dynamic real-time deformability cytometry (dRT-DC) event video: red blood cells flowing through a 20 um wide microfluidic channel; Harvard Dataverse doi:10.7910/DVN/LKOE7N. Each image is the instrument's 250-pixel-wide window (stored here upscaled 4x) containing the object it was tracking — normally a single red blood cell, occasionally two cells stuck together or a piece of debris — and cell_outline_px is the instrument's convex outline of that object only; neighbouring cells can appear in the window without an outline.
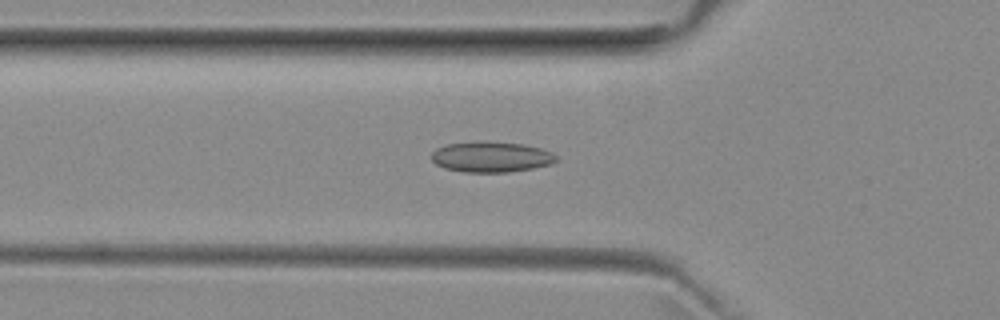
{"species": "common noctule bat (a hibernating species)", "species_latin": "Nyctalus noctula", "temperature_condition": "room temperature", "stored_images_in_passage": 46, "camera_frame_rate_fps": 3000, "um_per_image_px": 0.085, "animal": {"sex": "female", "body_mass_g": 29.2, "forearm_length_mm": 56.3}, "frame": {"image": 1, "passage_image": 17, "time_ms": 5.333, "image_size_px": [1000, 320], "cell_outline_px": [[556, 160], [552, 164], [532, 168], [508, 172], [464, 172], [444, 168], [436, 164], [432, 160], [432, 152], [436, 148], [448, 144], [476, 140], [480, 140], [524, 144], [540, 148], [552, 152], [556, 156]], "centroid_in_image_um": [41.73, 13.32], "position_along_channel_um": 84.1, "area_um2": 22.43}}
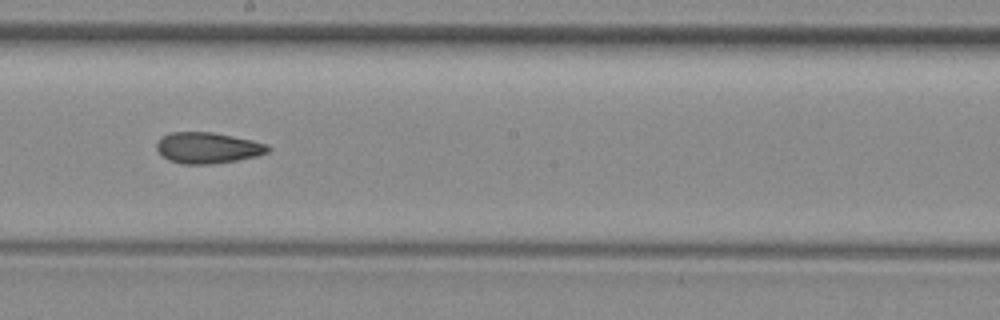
{"frame": {"image": 2, "passage_image": 28, "time_ms": 9.0, "image_size_px": [1000, 320], "cell_outline_px": [[272, 148], [268, 152], [256, 156], [216, 164], [184, 164], [168, 160], [156, 148], [156, 140], [160, 136], [172, 132], [212, 132], [252, 140], [268, 144]], "centroid_in_image_um": [17.65, 12.56], "position_along_channel_um": 230.6, "area_um2": 20.23}}
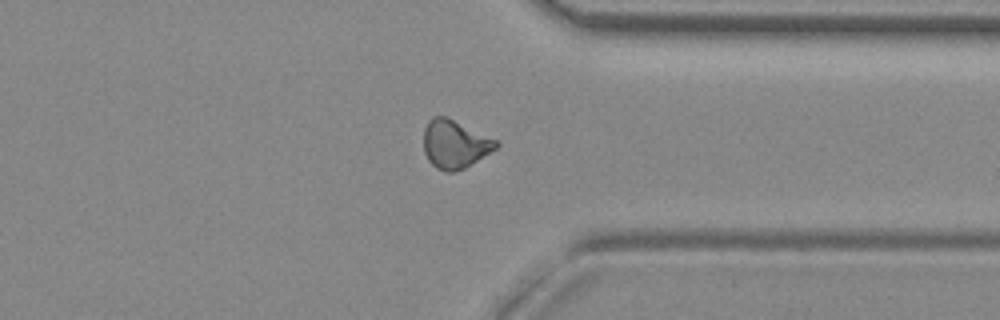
{"frame": {"image": 3, "passage_image": 39, "time_ms": 12.667, "image_size_px": [1000, 320], "cell_outline_px": [[500, 144], [496, 148], [464, 168], [452, 172], [444, 172], [436, 168], [428, 160], [424, 152], [424, 128], [428, 120], [432, 116], [444, 116], [500, 140]], "centroid_in_image_um": [38.66, 12.24], "position_along_channel_um": 372.7, "area_um2": 20.4}, "authors_computed_cell_mechanics": {"area_um2": 20.5479, "velocity_mm_per_s": 3.981, "shape_relaxation_time_tau1_ms": null, "shape_relaxation_time_tau2_ms": 5.3923, "deformation_change_tau1": null, "deformation_change_tau2": 0.1135}}